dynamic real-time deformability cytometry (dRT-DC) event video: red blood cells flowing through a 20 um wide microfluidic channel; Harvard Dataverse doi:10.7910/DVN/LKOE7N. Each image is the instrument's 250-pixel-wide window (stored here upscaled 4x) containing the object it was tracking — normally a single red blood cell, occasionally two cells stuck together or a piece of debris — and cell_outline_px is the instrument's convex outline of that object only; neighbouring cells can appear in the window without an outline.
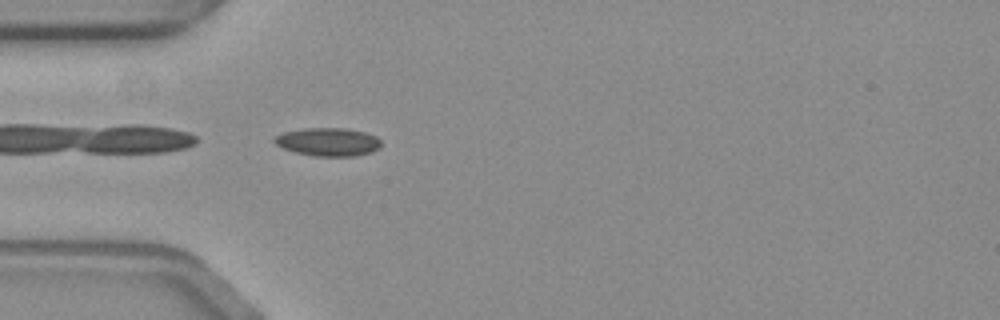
{"species": "common noctule bat (a hibernating species)", "species_latin": "Nyctalus noctula", "temperature_condition": "warm", "stored_images_in_passage": 41, "camera_frame_rate_fps": 3000, "um_per_image_px": 0.085, "animal": {"sex": "female", "body_mass_g": 19.3, "forearm_length_mm": 54.1}, "frame": {"image": 1, "passage_image": 1, "time_ms": 0.0, "image_size_px": [1000, 320], "cell_outline_px": [[380, 148], [372, 152], [356, 156], [312, 156], [296, 152], [284, 148], [276, 144], [272, 140], [276, 136], [284, 132], [304, 128], [344, 128], [364, 132], [376, 136], [380, 140]], "centroid_in_image_um": [27.9, 12.06], "position_along_channel_um": 57.1, "area_um2": 17.51}}
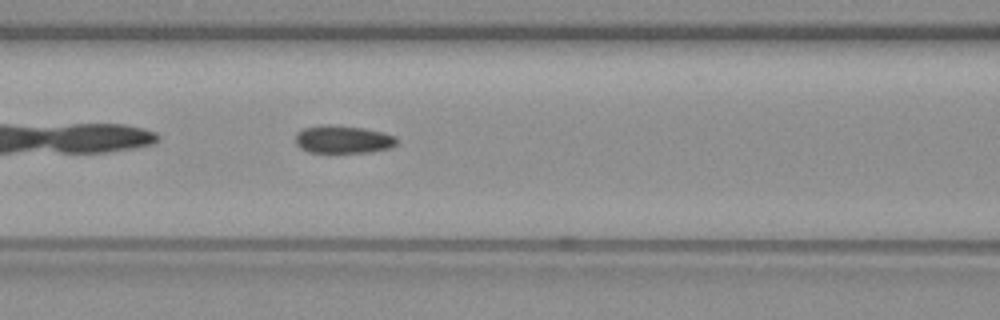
{"frame": {"image": 2, "passage_image": 8, "time_ms": 2.333, "image_size_px": [1000, 320], "cell_outline_px": [[396, 144], [388, 148], [368, 152], [308, 152], [300, 148], [296, 144], [296, 132], [304, 128], [324, 124], [328, 124], [364, 128], [396, 136]], "centroid_in_image_um": [29.11, 11.84], "position_along_channel_um": 137.5, "area_um2": 16.3}}
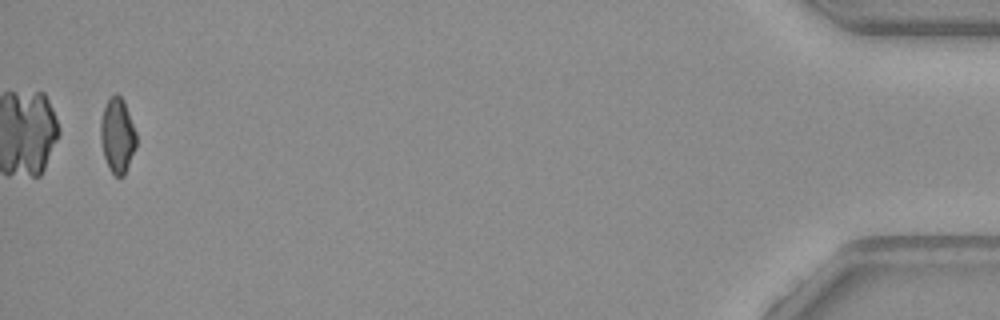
{"frame": {"image": 3, "passage_image": 40, "time_ms": 13.0, "image_size_px": [1000, 320], "cell_outline_px": [[136, 148], [124, 176], [116, 176], [108, 168], [104, 156], [100, 140], [100, 120], [104, 108], [108, 100], [116, 92], [124, 100], [136, 132]], "centroid_in_image_um": [9.98, 11.52], "position_along_channel_um": 425.2, "area_um2": 15.66}, "authors_computed_cell_mechanics": {"area_um2": 16.1262, "velocity_mm_per_s": 3.5725, "shape_relaxation_time_tau1_ms": 4.8168, "shape_relaxation_time_tau2_ms": 3.9361, "deformation_change_tau1": 0.1298, "deformation_change_tau2": 0.0934}}